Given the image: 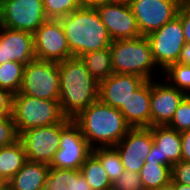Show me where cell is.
Listing matches in <instances>:
<instances>
[{
  "mask_svg": "<svg viewBox=\"0 0 190 190\" xmlns=\"http://www.w3.org/2000/svg\"><path fill=\"white\" fill-rule=\"evenodd\" d=\"M60 97L63 114L75 118L82 110L98 100L99 83L86 69L79 57L58 62Z\"/></svg>",
  "mask_w": 190,
  "mask_h": 190,
  "instance_id": "6da1fadb",
  "label": "cell"
},
{
  "mask_svg": "<svg viewBox=\"0 0 190 190\" xmlns=\"http://www.w3.org/2000/svg\"><path fill=\"white\" fill-rule=\"evenodd\" d=\"M59 20L72 57L111 46L112 39L95 6H81Z\"/></svg>",
  "mask_w": 190,
  "mask_h": 190,
  "instance_id": "7a4b0ae2",
  "label": "cell"
},
{
  "mask_svg": "<svg viewBox=\"0 0 190 190\" xmlns=\"http://www.w3.org/2000/svg\"><path fill=\"white\" fill-rule=\"evenodd\" d=\"M72 120L80 127L92 149L114 147L131 129L119 109L106 105L99 99Z\"/></svg>",
  "mask_w": 190,
  "mask_h": 190,
  "instance_id": "3957f363",
  "label": "cell"
},
{
  "mask_svg": "<svg viewBox=\"0 0 190 190\" xmlns=\"http://www.w3.org/2000/svg\"><path fill=\"white\" fill-rule=\"evenodd\" d=\"M12 118L18 134L29 129L63 122V114L58 100H47L22 93L14 94Z\"/></svg>",
  "mask_w": 190,
  "mask_h": 190,
  "instance_id": "277c9868",
  "label": "cell"
},
{
  "mask_svg": "<svg viewBox=\"0 0 190 190\" xmlns=\"http://www.w3.org/2000/svg\"><path fill=\"white\" fill-rule=\"evenodd\" d=\"M114 73L139 75L152 80L154 62L150 42L146 36L114 40L110 46Z\"/></svg>",
  "mask_w": 190,
  "mask_h": 190,
  "instance_id": "5b68a950",
  "label": "cell"
},
{
  "mask_svg": "<svg viewBox=\"0 0 190 190\" xmlns=\"http://www.w3.org/2000/svg\"><path fill=\"white\" fill-rule=\"evenodd\" d=\"M18 93L40 99L59 100L58 63L36 58L28 62L24 67L22 86Z\"/></svg>",
  "mask_w": 190,
  "mask_h": 190,
  "instance_id": "8992f818",
  "label": "cell"
},
{
  "mask_svg": "<svg viewBox=\"0 0 190 190\" xmlns=\"http://www.w3.org/2000/svg\"><path fill=\"white\" fill-rule=\"evenodd\" d=\"M42 0H0V26L34 33L46 20Z\"/></svg>",
  "mask_w": 190,
  "mask_h": 190,
  "instance_id": "52a82bcc",
  "label": "cell"
},
{
  "mask_svg": "<svg viewBox=\"0 0 190 190\" xmlns=\"http://www.w3.org/2000/svg\"><path fill=\"white\" fill-rule=\"evenodd\" d=\"M146 37L150 42L154 62L160 65L163 71L169 65L178 62L186 43L181 19L178 16Z\"/></svg>",
  "mask_w": 190,
  "mask_h": 190,
  "instance_id": "ba28073f",
  "label": "cell"
},
{
  "mask_svg": "<svg viewBox=\"0 0 190 190\" xmlns=\"http://www.w3.org/2000/svg\"><path fill=\"white\" fill-rule=\"evenodd\" d=\"M29 129L19 134L27 160L51 164L60 145L61 129L70 121Z\"/></svg>",
  "mask_w": 190,
  "mask_h": 190,
  "instance_id": "9c48e42d",
  "label": "cell"
},
{
  "mask_svg": "<svg viewBox=\"0 0 190 190\" xmlns=\"http://www.w3.org/2000/svg\"><path fill=\"white\" fill-rule=\"evenodd\" d=\"M92 154V148L83 136L80 127L71 119L62 129L59 149L50 167L79 170Z\"/></svg>",
  "mask_w": 190,
  "mask_h": 190,
  "instance_id": "30bf717a",
  "label": "cell"
},
{
  "mask_svg": "<svg viewBox=\"0 0 190 190\" xmlns=\"http://www.w3.org/2000/svg\"><path fill=\"white\" fill-rule=\"evenodd\" d=\"M182 1L130 0L129 4L141 36H147L173 20L178 14Z\"/></svg>",
  "mask_w": 190,
  "mask_h": 190,
  "instance_id": "8fae6325",
  "label": "cell"
},
{
  "mask_svg": "<svg viewBox=\"0 0 190 190\" xmlns=\"http://www.w3.org/2000/svg\"><path fill=\"white\" fill-rule=\"evenodd\" d=\"M33 35L36 59L58 63L72 57L59 19H47Z\"/></svg>",
  "mask_w": 190,
  "mask_h": 190,
  "instance_id": "7c38bea8",
  "label": "cell"
},
{
  "mask_svg": "<svg viewBox=\"0 0 190 190\" xmlns=\"http://www.w3.org/2000/svg\"><path fill=\"white\" fill-rule=\"evenodd\" d=\"M95 8L112 41L141 36L129 3L103 2L96 4Z\"/></svg>",
  "mask_w": 190,
  "mask_h": 190,
  "instance_id": "4fadbf2b",
  "label": "cell"
},
{
  "mask_svg": "<svg viewBox=\"0 0 190 190\" xmlns=\"http://www.w3.org/2000/svg\"><path fill=\"white\" fill-rule=\"evenodd\" d=\"M153 145L149 127L131 128L114 146L124 169L139 173Z\"/></svg>",
  "mask_w": 190,
  "mask_h": 190,
  "instance_id": "5bb4252c",
  "label": "cell"
},
{
  "mask_svg": "<svg viewBox=\"0 0 190 190\" xmlns=\"http://www.w3.org/2000/svg\"><path fill=\"white\" fill-rule=\"evenodd\" d=\"M187 94L170 84L151 80V127L170 123L174 113Z\"/></svg>",
  "mask_w": 190,
  "mask_h": 190,
  "instance_id": "9a60e30c",
  "label": "cell"
},
{
  "mask_svg": "<svg viewBox=\"0 0 190 190\" xmlns=\"http://www.w3.org/2000/svg\"><path fill=\"white\" fill-rule=\"evenodd\" d=\"M35 58L33 33L0 26V65L8 61L26 65Z\"/></svg>",
  "mask_w": 190,
  "mask_h": 190,
  "instance_id": "2e32d148",
  "label": "cell"
},
{
  "mask_svg": "<svg viewBox=\"0 0 190 190\" xmlns=\"http://www.w3.org/2000/svg\"><path fill=\"white\" fill-rule=\"evenodd\" d=\"M153 145L145 161L173 166L182 159L181 133L165 126L149 127Z\"/></svg>",
  "mask_w": 190,
  "mask_h": 190,
  "instance_id": "e0dca14e",
  "label": "cell"
},
{
  "mask_svg": "<svg viewBox=\"0 0 190 190\" xmlns=\"http://www.w3.org/2000/svg\"><path fill=\"white\" fill-rule=\"evenodd\" d=\"M146 79L139 75L113 73L99 83L98 99L106 105L120 109Z\"/></svg>",
  "mask_w": 190,
  "mask_h": 190,
  "instance_id": "ac0fdd59",
  "label": "cell"
},
{
  "mask_svg": "<svg viewBox=\"0 0 190 190\" xmlns=\"http://www.w3.org/2000/svg\"><path fill=\"white\" fill-rule=\"evenodd\" d=\"M150 99L151 80H146L119 109L131 128L151 127Z\"/></svg>",
  "mask_w": 190,
  "mask_h": 190,
  "instance_id": "d6986e66",
  "label": "cell"
},
{
  "mask_svg": "<svg viewBox=\"0 0 190 190\" xmlns=\"http://www.w3.org/2000/svg\"><path fill=\"white\" fill-rule=\"evenodd\" d=\"M49 169L44 162L27 161L7 185L12 190H45Z\"/></svg>",
  "mask_w": 190,
  "mask_h": 190,
  "instance_id": "ffe728a7",
  "label": "cell"
},
{
  "mask_svg": "<svg viewBox=\"0 0 190 190\" xmlns=\"http://www.w3.org/2000/svg\"><path fill=\"white\" fill-rule=\"evenodd\" d=\"M27 161L20 140L11 145L0 147V182L7 183Z\"/></svg>",
  "mask_w": 190,
  "mask_h": 190,
  "instance_id": "44dd1931",
  "label": "cell"
},
{
  "mask_svg": "<svg viewBox=\"0 0 190 190\" xmlns=\"http://www.w3.org/2000/svg\"><path fill=\"white\" fill-rule=\"evenodd\" d=\"M45 190H92L80 170L50 167Z\"/></svg>",
  "mask_w": 190,
  "mask_h": 190,
  "instance_id": "7402d4cb",
  "label": "cell"
},
{
  "mask_svg": "<svg viewBox=\"0 0 190 190\" xmlns=\"http://www.w3.org/2000/svg\"><path fill=\"white\" fill-rule=\"evenodd\" d=\"M80 58L85 63L88 72L98 83L114 73L110 47L88 52Z\"/></svg>",
  "mask_w": 190,
  "mask_h": 190,
  "instance_id": "603a6c76",
  "label": "cell"
},
{
  "mask_svg": "<svg viewBox=\"0 0 190 190\" xmlns=\"http://www.w3.org/2000/svg\"><path fill=\"white\" fill-rule=\"evenodd\" d=\"M171 166L159 164L153 161H144L139 171L145 190H154L169 184L172 180Z\"/></svg>",
  "mask_w": 190,
  "mask_h": 190,
  "instance_id": "cb8c5ba5",
  "label": "cell"
},
{
  "mask_svg": "<svg viewBox=\"0 0 190 190\" xmlns=\"http://www.w3.org/2000/svg\"><path fill=\"white\" fill-rule=\"evenodd\" d=\"M92 190H111L112 183L101 162L91 154L79 169Z\"/></svg>",
  "mask_w": 190,
  "mask_h": 190,
  "instance_id": "d4e9b609",
  "label": "cell"
},
{
  "mask_svg": "<svg viewBox=\"0 0 190 190\" xmlns=\"http://www.w3.org/2000/svg\"><path fill=\"white\" fill-rule=\"evenodd\" d=\"M25 65L20 62L8 61L0 65V87L17 94L22 86Z\"/></svg>",
  "mask_w": 190,
  "mask_h": 190,
  "instance_id": "484cf974",
  "label": "cell"
},
{
  "mask_svg": "<svg viewBox=\"0 0 190 190\" xmlns=\"http://www.w3.org/2000/svg\"><path fill=\"white\" fill-rule=\"evenodd\" d=\"M92 154L101 162L111 183L117 180L124 170L117 150L114 147H97L92 149Z\"/></svg>",
  "mask_w": 190,
  "mask_h": 190,
  "instance_id": "4316f807",
  "label": "cell"
},
{
  "mask_svg": "<svg viewBox=\"0 0 190 190\" xmlns=\"http://www.w3.org/2000/svg\"><path fill=\"white\" fill-rule=\"evenodd\" d=\"M164 73L169 78L171 86L190 95V65L173 63L164 70Z\"/></svg>",
  "mask_w": 190,
  "mask_h": 190,
  "instance_id": "83f0119b",
  "label": "cell"
},
{
  "mask_svg": "<svg viewBox=\"0 0 190 190\" xmlns=\"http://www.w3.org/2000/svg\"><path fill=\"white\" fill-rule=\"evenodd\" d=\"M48 19H60L82 5L78 0H42Z\"/></svg>",
  "mask_w": 190,
  "mask_h": 190,
  "instance_id": "f1b7e54d",
  "label": "cell"
},
{
  "mask_svg": "<svg viewBox=\"0 0 190 190\" xmlns=\"http://www.w3.org/2000/svg\"><path fill=\"white\" fill-rule=\"evenodd\" d=\"M167 126L179 133L190 130V95L182 100Z\"/></svg>",
  "mask_w": 190,
  "mask_h": 190,
  "instance_id": "f546056e",
  "label": "cell"
},
{
  "mask_svg": "<svg viewBox=\"0 0 190 190\" xmlns=\"http://www.w3.org/2000/svg\"><path fill=\"white\" fill-rule=\"evenodd\" d=\"M111 190H145L139 173L124 169Z\"/></svg>",
  "mask_w": 190,
  "mask_h": 190,
  "instance_id": "4dcf8cb0",
  "label": "cell"
},
{
  "mask_svg": "<svg viewBox=\"0 0 190 190\" xmlns=\"http://www.w3.org/2000/svg\"><path fill=\"white\" fill-rule=\"evenodd\" d=\"M19 140V134L12 114L0 116V147L8 146Z\"/></svg>",
  "mask_w": 190,
  "mask_h": 190,
  "instance_id": "1f68e13d",
  "label": "cell"
},
{
  "mask_svg": "<svg viewBox=\"0 0 190 190\" xmlns=\"http://www.w3.org/2000/svg\"><path fill=\"white\" fill-rule=\"evenodd\" d=\"M171 177L173 183L190 186V162L180 161L172 166Z\"/></svg>",
  "mask_w": 190,
  "mask_h": 190,
  "instance_id": "d6a6232c",
  "label": "cell"
},
{
  "mask_svg": "<svg viewBox=\"0 0 190 190\" xmlns=\"http://www.w3.org/2000/svg\"><path fill=\"white\" fill-rule=\"evenodd\" d=\"M177 16L181 19L186 43H190V0L182 1Z\"/></svg>",
  "mask_w": 190,
  "mask_h": 190,
  "instance_id": "836d02e7",
  "label": "cell"
},
{
  "mask_svg": "<svg viewBox=\"0 0 190 190\" xmlns=\"http://www.w3.org/2000/svg\"><path fill=\"white\" fill-rule=\"evenodd\" d=\"M13 96L10 91L0 87V116L12 114Z\"/></svg>",
  "mask_w": 190,
  "mask_h": 190,
  "instance_id": "e575fe53",
  "label": "cell"
},
{
  "mask_svg": "<svg viewBox=\"0 0 190 190\" xmlns=\"http://www.w3.org/2000/svg\"><path fill=\"white\" fill-rule=\"evenodd\" d=\"M182 159L190 162V130L181 132Z\"/></svg>",
  "mask_w": 190,
  "mask_h": 190,
  "instance_id": "d590c367",
  "label": "cell"
},
{
  "mask_svg": "<svg viewBox=\"0 0 190 190\" xmlns=\"http://www.w3.org/2000/svg\"><path fill=\"white\" fill-rule=\"evenodd\" d=\"M178 63L190 65V43H185L180 53Z\"/></svg>",
  "mask_w": 190,
  "mask_h": 190,
  "instance_id": "8d00e7d4",
  "label": "cell"
},
{
  "mask_svg": "<svg viewBox=\"0 0 190 190\" xmlns=\"http://www.w3.org/2000/svg\"><path fill=\"white\" fill-rule=\"evenodd\" d=\"M82 6H95L96 4L103 3L104 0H78Z\"/></svg>",
  "mask_w": 190,
  "mask_h": 190,
  "instance_id": "74e56055",
  "label": "cell"
},
{
  "mask_svg": "<svg viewBox=\"0 0 190 190\" xmlns=\"http://www.w3.org/2000/svg\"><path fill=\"white\" fill-rule=\"evenodd\" d=\"M174 190H190L189 185L179 184V183H173Z\"/></svg>",
  "mask_w": 190,
  "mask_h": 190,
  "instance_id": "f35d334b",
  "label": "cell"
},
{
  "mask_svg": "<svg viewBox=\"0 0 190 190\" xmlns=\"http://www.w3.org/2000/svg\"><path fill=\"white\" fill-rule=\"evenodd\" d=\"M154 190H174L173 182L171 181L169 184L162 186V187H159V188L154 189Z\"/></svg>",
  "mask_w": 190,
  "mask_h": 190,
  "instance_id": "ab89813d",
  "label": "cell"
},
{
  "mask_svg": "<svg viewBox=\"0 0 190 190\" xmlns=\"http://www.w3.org/2000/svg\"><path fill=\"white\" fill-rule=\"evenodd\" d=\"M130 0H104V2H112V3H129Z\"/></svg>",
  "mask_w": 190,
  "mask_h": 190,
  "instance_id": "60d3db41",
  "label": "cell"
},
{
  "mask_svg": "<svg viewBox=\"0 0 190 190\" xmlns=\"http://www.w3.org/2000/svg\"><path fill=\"white\" fill-rule=\"evenodd\" d=\"M0 190H12V189L7 185V183H2L0 185Z\"/></svg>",
  "mask_w": 190,
  "mask_h": 190,
  "instance_id": "b9f144b4",
  "label": "cell"
}]
</instances>
